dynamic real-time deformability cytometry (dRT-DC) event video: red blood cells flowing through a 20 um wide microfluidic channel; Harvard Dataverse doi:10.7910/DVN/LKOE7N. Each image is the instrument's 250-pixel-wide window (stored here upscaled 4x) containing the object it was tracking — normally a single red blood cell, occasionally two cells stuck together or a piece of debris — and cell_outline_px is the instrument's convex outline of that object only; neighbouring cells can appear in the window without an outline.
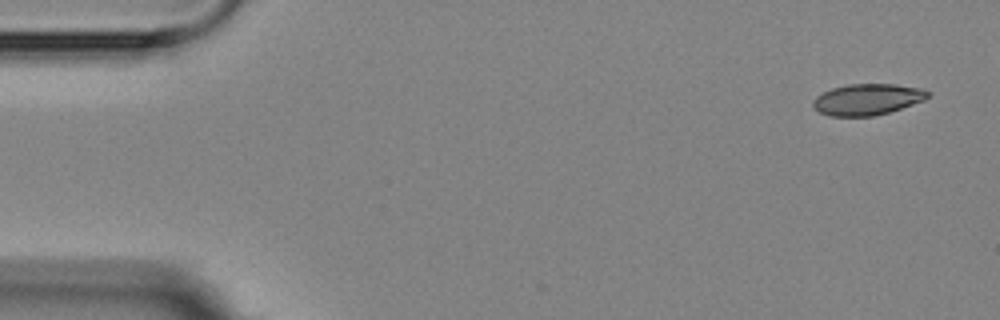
{"species": "Egyptian fruit bat (a non-hibernating species)", "species_latin": "Rousettus aegyptiacus", "temperature_condition": "room temperature", "stored_images_in_passage": 4, "camera_frame_rate_fps": 3000, "um_per_image_px": 0.085, "animal": {"sex": "female"}, "frame": {"image": 1, "passage_image": 1, "time_ms": 0.0, "image_size_px": [1000, 320], "cell_outline_px": [[928, 96], [924, 100], [888, 112], [872, 116], [828, 116], [812, 108], [812, 100], [816, 96], [832, 88], [848, 84], [896, 84], [920, 88], [928, 92]], "centroid_in_image_um": [73.66, 8.45], "position_along_channel_um": 11.3, "area_um2": 20.75}}